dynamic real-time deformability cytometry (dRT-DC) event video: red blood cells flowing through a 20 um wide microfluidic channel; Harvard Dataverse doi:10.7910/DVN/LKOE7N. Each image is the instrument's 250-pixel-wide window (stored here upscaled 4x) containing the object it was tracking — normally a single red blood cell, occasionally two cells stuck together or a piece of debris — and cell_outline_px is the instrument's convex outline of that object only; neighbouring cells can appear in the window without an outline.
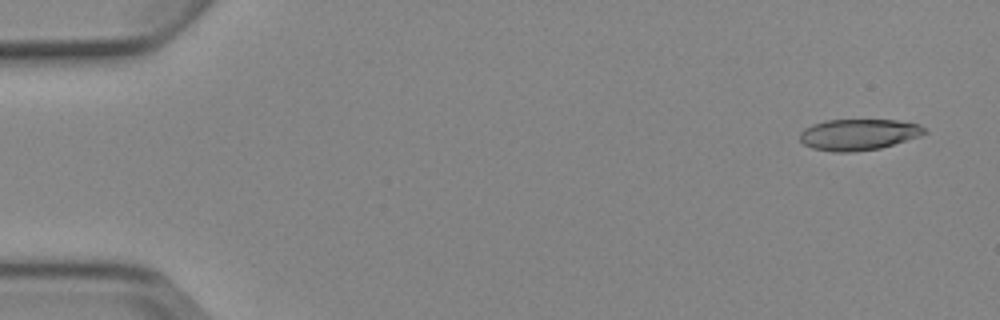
{"species": "Egyptian fruit bat (a non-hibernating species)", "species_latin": "Rousettus aegyptiacus", "temperature_condition": "cold", "stored_images_in_passage": 5, "segment_of_instrument_passage": [1, 2], "camera_frame_rate_fps": 3000, "um_per_image_px": 0.085, "animal": {"sex": "female"}, "frame": {"image": 1, "passage_image": 1, "time_ms": 0.0, "image_size_px": [1000, 320], "cell_outline_px": [[928, 132], [920, 136], [880, 148], [852, 152], [832, 152], [812, 148], [804, 144], [800, 140], [800, 132], [804, 128], [812, 124], [824, 120], [896, 120], [920, 124]], "centroid_in_image_um": [72.96, 11.43], "position_along_channel_um": 12.0, "area_um2": 22.72}}